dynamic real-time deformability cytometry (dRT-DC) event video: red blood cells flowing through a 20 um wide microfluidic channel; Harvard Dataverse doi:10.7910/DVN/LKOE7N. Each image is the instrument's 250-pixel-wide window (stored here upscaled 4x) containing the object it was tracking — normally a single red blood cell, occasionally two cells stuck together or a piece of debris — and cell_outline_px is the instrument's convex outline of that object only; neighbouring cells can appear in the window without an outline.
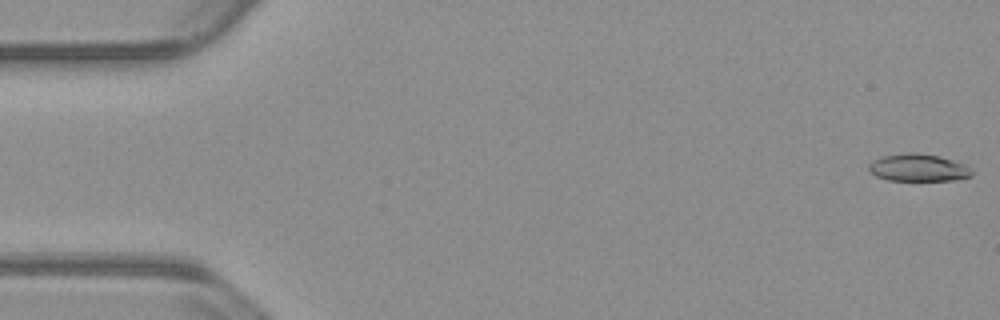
{"species": "common noctule bat (a hibernating species)", "species_latin": "Nyctalus noctula", "temperature_condition": "warm", "stored_images_in_passage": 54, "camera_frame_rate_fps": 3000, "um_per_image_px": 0.085, "animal": {"sex": "male", "body_mass_g": 23.1, "forearm_length_mm": 52.7}, "frame": {"image": 1, "passage_image": 1, "time_ms": 0.0, "image_size_px": [1000, 320], "cell_outline_px": [[972, 176], [952, 180], [888, 180], [876, 176], [868, 168], [868, 164], [872, 160], [884, 156], [908, 152], [916, 152], [940, 156], [964, 164], [972, 172]], "centroid_in_image_um": [78.03, 14.24], "position_along_channel_um": 7.0, "area_um2": 16.3}}
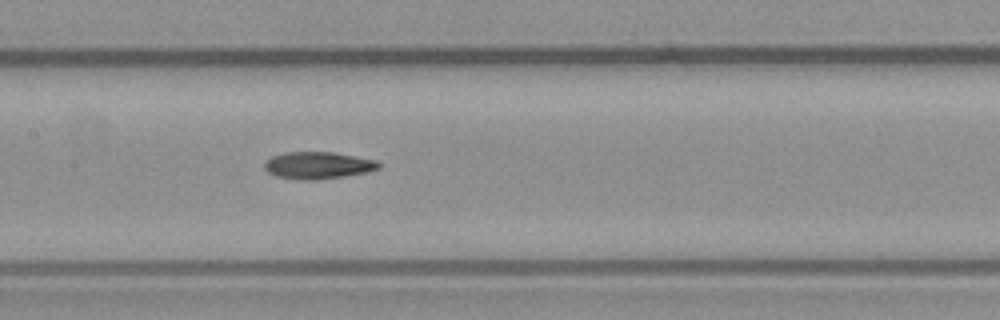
{"frame": {"image": 2, "passage_image": 26, "time_ms": 8.333, "image_size_px": [1000, 320], "cell_outline_px": [[380, 168], [368, 172], [344, 176], [316, 180], [296, 180], [276, 176], [268, 172], [264, 168], [264, 164], [272, 156], [284, 152], [332, 152], [376, 160], [380, 164]], "centroid_in_image_um": [27.02, 14.06], "position_along_channel_um": 180.4, "area_um2": 18.03}}
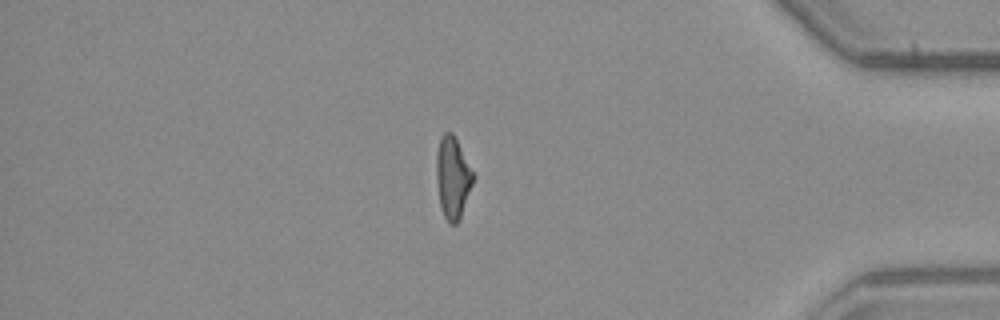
{"frame": {"image": 3, "passage_image": 46, "time_ms": 15.0, "image_size_px": [1000, 320], "cell_outline_px": [[472, 184], [460, 216], [456, 224], [448, 224], [440, 208], [436, 180], [436, 152], [440, 136], [444, 132], [452, 132], [472, 172]], "centroid_in_image_um": [38.42, 15.1], "position_along_channel_um": 396.8, "area_um2": 17.11}, "authors_computed_cell_mechanics": {"area_um2": 17.8313, "velocity_mm_per_s": 3.8144, "shape_relaxation_time_tau1_ms": 6.8396, "shape_relaxation_time_tau2_ms": 4.627, "deformation_change_tau1": 0.212, "deformation_change_tau2": 0.1342}}